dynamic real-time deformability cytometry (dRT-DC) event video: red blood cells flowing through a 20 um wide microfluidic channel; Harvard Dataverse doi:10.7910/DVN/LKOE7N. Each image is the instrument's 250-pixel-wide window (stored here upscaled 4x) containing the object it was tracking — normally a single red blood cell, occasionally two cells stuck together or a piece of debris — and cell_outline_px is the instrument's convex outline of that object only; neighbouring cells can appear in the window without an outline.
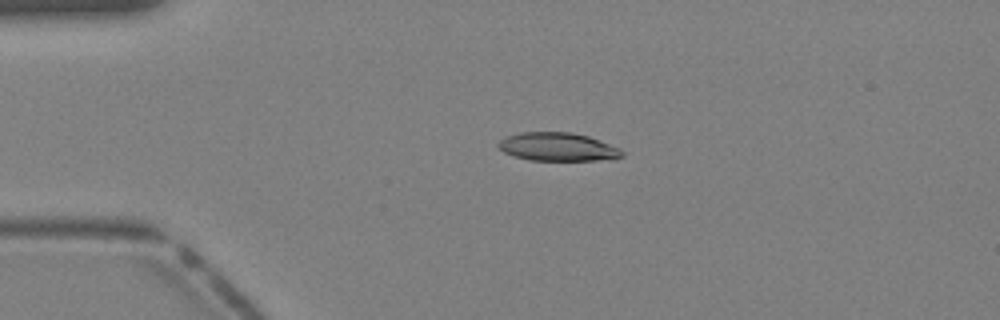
{"species": "Egyptian fruit bat (a non-hibernating species)", "species_latin": "Rousettus aegyptiacus", "temperature_condition": "warm", "stored_images_in_passage": 35, "camera_frame_rate_fps": 3000, "um_per_image_px": 0.085, "animal": {"sex": "female"}, "frame": {"image": 1, "passage_image": 4, "time_ms": 1.0, "image_size_px": [1000, 320], "cell_outline_px": [[624, 156], [616, 160], [528, 160], [512, 156], [504, 152], [496, 144], [504, 136], [520, 132], [572, 132], [588, 136], [620, 148], [624, 152]], "centroid_in_image_um": [47.42, 12.49], "position_along_channel_um": 37.6, "area_um2": 20.75}}
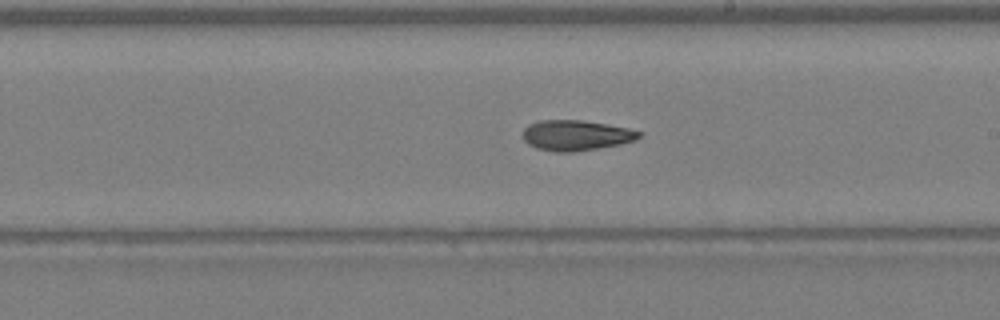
{"frame": {"image": 2, "passage_image": 18, "time_ms": 5.667, "image_size_px": [1000, 320], "cell_outline_px": [[640, 136], [636, 140], [620, 144], [572, 152], [556, 152], [536, 148], [528, 144], [524, 140], [524, 128], [528, 124], [540, 120], [584, 120], [608, 124], [628, 128], [640, 132]], "centroid_in_image_um": [48.94, 11.49], "position_along_channel_um": 240.1, "area_um2": 20.52}}
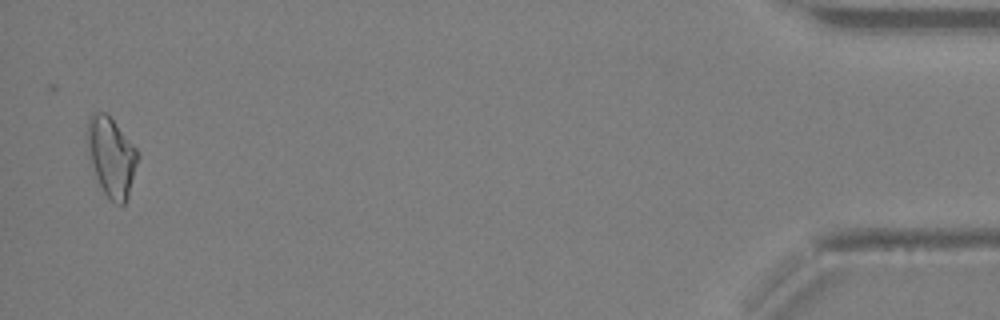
{"frame": {"image": 3, "passage_image": 34, "time_ms": 11.0, "image_size_px": [1000, 320], "cell_outline_px": [[140, 156], [128, 196], [124, 204], [116, 204], [104, 192], [96, 176], [92, 164], [88, 144], [88, 120], [92, 112], [104, 112], [112, 120], [140, 152]], "centroid_in_image_um": [9.51, 13.33], "position_along_channel_um": 425.7, "area_um2": 22.72}}